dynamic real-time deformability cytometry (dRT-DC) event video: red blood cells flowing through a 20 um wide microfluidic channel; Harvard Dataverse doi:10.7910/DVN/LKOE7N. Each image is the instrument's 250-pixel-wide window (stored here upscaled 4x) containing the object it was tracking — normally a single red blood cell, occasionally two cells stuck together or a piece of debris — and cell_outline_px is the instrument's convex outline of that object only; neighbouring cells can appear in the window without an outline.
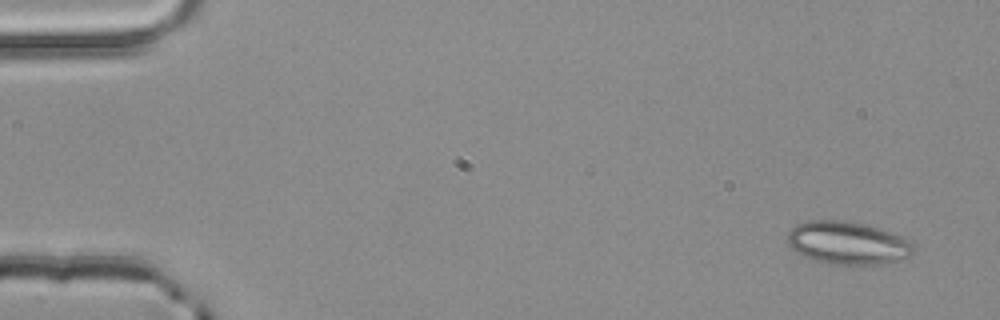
{"species": "common noctule bat (a hibernating species)", "species_latin": "Nyctalus noctula", "temperature_condition": "room temperature", "stored_images_in_passage": 4, "camera_frame_rate_fps": 3000, "um_per_image_px": 0.085, "animal": {"sex": "male", "body_mass_g": 20.4}, "frame": {"image": 1, "passage_image": 1, "time_ms": 0.0, "image_size_px": [1000, 320], "cell_outline_px": [[912, 256], [876, 264], [828, 264], [804, 256], [796, 252], [788, 244], [788, 232], [796, 224], [808, 220], [840, 220], [860, 224], [876, 228], [912, 240]], "centroid_in_image_um": [72.0, 20.65], "position_along_channel_um": 13.0, "area_um2": 30.92}}
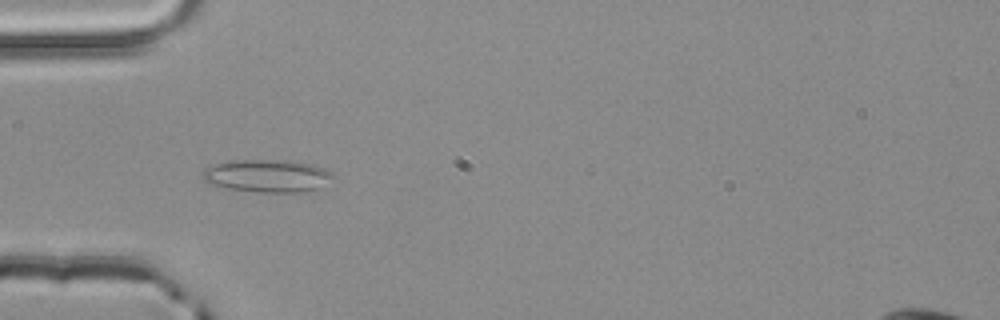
{"frame": {"image": 2, "passage_image": 4, "time_ms": 1.0, "image_size_px": [1000, 320], "cell_outline_px": [[336, 176], [320, 188], [300, 192], [260, 192], [228, 188], [208, 184], [204, 180], [204, 168], [216, 164], [236, 160], [292, 160], [312, 164], [324, 168], [332, 172]], "centroid_in_image_um": [22.77, 14.94], "position_along_channel_um": 62.2, "area_um2": 24.85}}